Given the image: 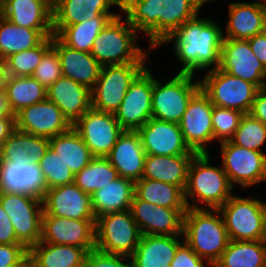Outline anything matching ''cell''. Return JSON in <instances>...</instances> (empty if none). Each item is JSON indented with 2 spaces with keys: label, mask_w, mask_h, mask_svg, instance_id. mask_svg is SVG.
Here are the masks:
<instances>
[{
  "label": "cell",
  "mask_w": 266,
  "mask_h": 267,
  "mask_svg": "<svg viewBox=\"0 0 266 267\" xmlns=\"http://www.w3.org/2000/svg\"><path fill=\"white\" fill-rule=\"evenodd\" d=\"M211 0H122L128 22L150 38V52Z\"/></svg>",
  "instance_id": "6da1fadb"
},
{
  "label": "cell",
  "mask_w": 266,
  "mask_h": 267,
  "mask_svg": "<svg viewBox=\"0 0 266 267\" xmlns=\"http://www.w3.org/2000/svg\"><path fill=\"white\" fill-rule=\"evenodd\" d=\"M224 32L212 20L194 18L184 22L161 44L174 38V52L184 65L179 73L194 75L195 70L219 68Z\"/></svg>",
  "instance_id": "7a4b0ae2"
},
{
  "label": "cell",
  "mask_w": 266,
  "mask_h": 267,
  "mask_svg": "<svg viewBox=\"0 0 266 267\" xmlns=\"http://www.w3.org/2000/svg\"><path fill=\"white\" fill-rule=\"evenodd\" d=\"M183 236L187 245L200 258H205L211 267L219 260L230 242L219 209L205 207L187 209L184 214Z\"/></svg>",
  "instance_id": "3957f363"
},
{
  "label": "cell",
  "mask_w": 266,
  "mask_h": 267,
  "mask_svg": "<svg viewBox=\"0 0 266 267\" xmlns=\"http://www.w3.org/2000/svg\"><path fill=\"white\" fill-rule=\"evenodd\" d=\"M209 163L208 153L195 154L190 162L184 190L188 208H201L199 204L203 203L207 209H219L232 196L233 187L223 167H212ZM188 197H191L194 203L196 200L200 203L190 205Z\"/></svg>",
  "instance_id": "277c9868"
},
{
  "label": "cell",
  "mask_w": 266,
  "mask_h": 267,
  "mask_svg": "<svg viewBox=\"0 0 266 267\" xmlns=\"http://www.w3.org/2000/svg\"><path fill=\"white\" fill-rule=\"evenodd\" d=\"M121 20V15L111 19L94 40L90 53L101 66L146 62L149 53L134 44L137 30Z\"/></svg>",
  "instance_id": "5b68a950"
},
{
  "label": "cell",
  "mask_w": 266,
  "mask_h": 267,
  "mask_svg": "<svg viewBox=\"0 0 266 267\" xmlns=\"http://www.w3.org/2000/svg\"><path fill=\"white\" fill-rule=\"evenodd\" d=\"M141 237L130 210L105 214L96 219L95 249L99 251L130 257Z\"/></svg>",
  "instance_id": "8992f818"
},
{
  "label": "cell",
  "mask_w": 266,
  "mask_h": 267,
  "mask_svg": "<svg viewBox=\"0 0 266 267\" xmlns=\"http://www.w3.org/2000/svg\"><path fill=\"white\" fill-rule=\"evenodd\" d=\"M145 62L102 66L96 84L91 89V107L115 113L130 84L145 69Z\"/></svg>",
  "instance_id": "52a82bcc"
},
{
  "label": "cell",
  "mask_w": 266,
  "mask_h": 267,
  "mask_svg": "<svg viewBox=\"0 0 266 267\" xmlns=\"http://www.w3.org/2000/svg\"><path fill=\"white\" fill-rule=\"evenodd\" d=\"M201 90L213 105L239 110L248 114L259 88L251 82L235 77L219 68L209 69Z\"/></svg>",
  "instance_id": "ba28073f"
},
{
  "label": "cell",
  "mask_w": 266,
  "mask_h": 267,
  "mask_svg": "<svg viewBox=\"0 0 266 267\" xmlns=\"http://www.w3.org/2000/svg\"><path fill=\"white\" fill-rule=\"evenodd\" d=\"M193 75L177 73L165 85L154 78L152 90V118L180 123L193 95L200 89V81Z\"/></svg>",
  "instance_id": "9c48e42d"
},
{
  "label": "cell",
  "mask_w": 266,
  "mask_h": 267,
  "mask_svg": "<svg viewBox=\"0 0 266 267\" xmlns=\"http://www.w3.org/2000/svg\"><path fill=\"white\" fill-rule=\"evenodd\" d=\"M219 211L232 241H256L263 236L266 204L258 199L231 196Z\"/></svg>",
  "instance_id": "30bf717a"
},
{
  "label": "cell",
  "mask_w": 266,
  "mask_h": 267,
  "mask_svg": "<svg viewBox=\"0 0 266 267\" xmlns=\"http://www.w3.org/2000/svg\"><path fill=\"white\" fill-rule=\"evenodd\" d=\"M0 204L10 217L17 239L27 249L40 242L43 214L41 199L0 191Z\"/></svg>",
  "instance_id": "8fae6325"
},
{
  "label": "cell",
  "mask_w": 266,
  "mask_h": 267,
  "mask_svg": "<svg viewBox=\"0 0 266 267\" xmlns=\"http://www.w3.org/2000/svg\"><path fill=\"white\" fill-rule=\"evenodd\" d=\"M221 144L222 167L227 178L244 188L266 180V154L225 141Z\"/></svg>",
  "instance_id": "7c38bea8"
},
{
  "label": "cell",
  "mask_w": 266,
  "mask_h": 267,
  "mask_svg": "<svg viewBox=\"0 0 266 267\" xmlns=\"http://www.w3.org/2000/svg\"><path fill=\"white\" fill-rule=\"evenodd\" d=\"M154 77L145 68L130 84L129 89L114 113L123 130L137 131L152 118V90Z\"/></svg>",
  "instance_id": "4fadbf2b"
},
{
  "label": "cell",
  "mask_w": 266,
  "mask_h": 267,
  "mask_svg": "<svg viewBox=\"0 0 266 267\" xmlns=\"http://www.w3.org/2000/svg\"><path fill=\"white\" fill-rule=\"evenodd\" d=\"M72 127L80 134L94 157H106L124 131L113 113L92 107Z\"/></svg>",
  "instance_id": "5bb4252c"
},
{
  "label": "cell",
  "mask_w": 266,
  "mask_h": 267,
  "mask_svg": "<svg viewBox=\"0 0 266 267\" xmlns=\"http://www.w3.org/2000/svg\"><path fill=\"white\" fill-rule=\"evenodd\" d=\"M212 112L213 104L200 88L179 123L185 143L196 154L208 153L204 144L214 140Z\"/></svg>",
  "instance_id": "9a60e30c"
},
{
  "label": "cell",
  "mask_w": 266,
  "mask_h": 267,
  "mask_svg": "<svg viewBox=\"0 0 266 267\" xmlns=\"http://www.w3.org/2000/svg\"><path fill=\"white\" fill-rule=\"evenodd\" d=\"M187 209L158 206L134 195L129 210L142 235L175 236L183 235Z\"/></svg>",
  "instance_id": "2e32d148"
},
{
  "label": "cell",
  "mask_w": 266,
  "mask_h": 267,
  "mask_svg": "<svg viewBox=\"0 0 266 267\" xmlns=\"http://www.w3.org/2000/svg\"><path fill=\"white\" fill-rule=\"evenodd\" d=\"M96 219H72L42 214L41 240L51 244H65L95 249Z\"/></svg>",
  "instance_id": "e0dca14e"
},
{
  "label": "cell",
  "mask_w": 266,
  "mask_h": 267,
  "mask_svg": "<svg viewBox=\"0 0 266 267\" xmlns=\"http://www.w3.org/2000/svg\"><path fill=\"white\" fill-rule=\"evenodd\" d=\"M219 69L251 82L259 89L266 87V68L255 56L248 40L224 38Z\"/></svg>",
  "instance_id": "ac0fdd59"
},
{
  "label": "cell",
  "mask_w": 266,
  "mask_h": 267,
  "mask_svg": "<svg viewBox=\"0 0 266 267\" xmlns=\"http://www.w3.org/2000/svg\"><path fill=\"white\" fill-rule=\"evenodd\" d=\"M71 127L61 109L48 99L22 108L15 114V129L38 137L50 139Z\"/></svg>",
  "instance_id": "d6986e66"
},
{
  "label": "cell",
  "mask_w": 266,
  "mask_h": 267,
  "mask_svg": "<svg viewBox=\"0 0 266 267\" xmlns=\"http://www.w3.org/2000/svg\"><path fill=\"white\" fill-rule=\"evenodd\" d=\"M146 155H195L184 141L178 123L151 118L137 130Z\"/></svg>",
  "instance_id": "ffe728a7"
},
{
  "label": "cell",
  "mask_w": 266,
  "mask_h": 267,
  "mask_svg": "<svg viewBox=\"0 0 266 267\" xmlns=\"http://www.w3.org/2000/svg\"><path fill=\"white\" fill-rule=\"evenodd\" d=\"M43 214L72 219H96L91 194H86L74 182L49 188L42 199Z\"/></svg>",
  "instance_id": "44dd1931"
},
{
  "label": "cell",
  "mask_w": 266,
  "mask_h": 267,
  "mask_svg": "<svg viewBox=\"0 0 266 267\" xmlns=\"http://www.w3.org/2000/svg\"><path fill=\"white\" fill-rule=\"evenodd\" d=\"M46 190L39 163L0 161V191L32 195L42 200Z\"/></svg>",
  "instance_id": "7402d4cb"
},
{
  "label": "cell",
  "mask_w": 266,
  "mask_h": 267,
  "mask_svg": "<svg viewBox=\"0 0 266 267\" xmlns=\"http://www.w3.org/2000/svg\"><path fill=\"white\" fill-rule=\"evenodd\" d=\"M120 177L136 182L142 178L146 152L137 131L124 130L106 156Z\"/></svg>",
  "instance_id": "603a6c76"
},
{
  "label": "cell",
  "mask_w": 266,
  "mask_h": 267,
  "mask_svg": "<svg viewBox=\"0 0 266 267\" xmlns=\"http://www.w3.org/2000/svg\"><path fill=\"white\" fill-rule=\"evenodd\" d=\"M111 5L121 9L122 0H52L53 35L65 26L79 24L100 14L110 13Z\"/></svg>",
  "instance_id": "cb8c5ba5"
},
{
  "label": "cell",
  "mask_w": 266,
  "mask_h": 267,
  "mask_svg": "<svg viewBox=\"0 0 266 267\" xmlns=\"http://www.w3.org/2000/svg\"><path fill=\"white\" fill-rule=\"evenodd\" d=\"M52 47L59 55L62 76L92 89L99 78L102 66L91 53L65 45L56 35L52 36Z\"/></svg>",
  "instance_id": "d4e9b609"
},
{
  "label": "cell",
  "mask_w": 266,
  "mask_h": 267,
  "mask_svg": "<svg viewBox=\"0 0 266 267\" xmlns=\"http://www.w3.org/2000/svg\"><path fill=\"white\" fill-rule=\"evenodd\" d=\"M1 15L30 29H53L52 0H0Z\"/></svg>",
  "instance_id": "484cf974"
},
{
  "label": "cell",
  "mask_w": 266,
  "mask_h": 267,
  "mask_svg": "<svg viewBox=\"0 0 266 267\" xmlns=\"http://www.w3.org/2000/svg\"><path fill=\"white\" fill-rule=\"evenodd\" d=\"M47 99L55 103L73 125L91 108V89L62 76L47 89Z\"/></svg>",
  "instance_id": "4316f807"
},
{
  "label": "cell",
  "mask_w": 266,
  "mask_h": 267,
  "mask_svg": "<svg viewBox=\"0 0 266 267\" xmlns=\"http://www.w3.org/2000/svg\"><path fill=\"white\" fill-rule=\"evenodd\" d=\"M266 31V3L234 2L229 6L227 35L224 38L248 40Z\"/></svg>",
  "instance_id": "83f0119b"
},
{
  "label": "cell",
  "mask_w": 266,
  "mask_h": 267,
  "mask_svg": "<svg viewBox=\"0 0 266 267\" xmlns=\"http://www.w3.org/2000/svg\"><path fill=\"white\" fill-rule=\"evenodd\" d=\"M175 236L142 235L130 256L132 267H170L178 247L184 242Z\"/></svg>",
  "instance_id": "f1b7e54d"
},
{
  "label": "cell",
  "mask_w": 266,
  "mask_h": 267,
  "mask_svg": "<svg viewBox=\"0 0 266 267\" xmlns=\"http://www.w3.org/2000/svg\"><path fill=\"white\" fill-rule=\"evenodd\" d=\"M49 147L48 138L15 129L0 148V161L19 164L39 163Z\"/></svg>",
  "instance_id": "f546056e"
},
{
  "label": "cell",
  "mask_w": 266,
  "mask_h": 267,
  "mask_svg": "<svg viewBox=\"0 0 266 267\" xmlns=\"http://www.w3.org/2000/svg\"><path fill=\"white\" fill-rule=\"evenodd\" d=\"M193 157L194 155H146L142 178L170 183L184 191Z\"/></svg>",
  "instance_id": "4dcf8cb0"
},
{
  "label": "cell",
  "mask_w": 266,
  "mask_h": 267,
  "mask_svg": "<svg viewBox=\"0 0 266 267\" xmlns=\"http://www.w3.org/2000/svg\"><path fill=\"white\" fill-rule=\"evenodd\" d=\"M135 194V182L118 177L91 194L93 213L97 219L105 214L130 209Z\"/></svg>",
  "instance_id": "1f68e13d"
},
{
  "label": "cell",
  "mask_w": 266,
  "mask_h": 267,
  "mask_svg": "<svg viewBox=\"0 0 266 267\" xmlns=\"http://www.w3.org/2000/svg\"><path fill=\"white\" fill-rule=\"evenodd\" d=\"M87 251L73 245L38 242L28 249L33 267H83Z\"/></svg>",
  "instance_id": "d6a6232c"
},
{
  "label": "cell",
  "mask_w": 266,
  "mask_h": 267,
  "mask_svg": "<svg viewBox=\"0 0 266 267\" xmlns=\"http://www.w3.org/2000/svg\"><path fill=\"white\" fill-rule=\"evenodd\" d=\"M53 36V29H30L5 19L0 11V61L14 53L36 47L44 38Z\"/></svg>",
  "instance_id": "836d02e7"
},
{
  "label": "cell",
  "mask_w": 266,
  "mask_h": 267,
  "mask_svg": "<svg viewBox=\"0 0 266 267\" xmlns=\"http://www.w3.org/2000/svg\"><path fill=\"white\" fill-rule=\"evenodd\" d=\"M50 148L76 175L94 158L80 134L71 127L68 131L49 139Z\"/></svg>",
  "instance_id": "e575fe53"
},
{
  "label": "cell",
  "mask_w": 266,
  "mask_h": 267,
  "mask_svg": "<svg viewBox=\"0 0 266 267\" xmlns=\"http://www.w3.org/2000/svg\"><path fill=\"white\" fill-rule=\"evenodd\" d=\"M119 14H100L79 24L65 26L56 36L67 46L90 53L94 40L106 24Z\"/></svg>",
  "instance_id": "d590c367"
},
{
  "label": "cell",
  "mask_w": 266,
  "mask_h": 267,
  "mask_svg": "<svg viewBox=\"0 0 266 267\" xmlns=\"http://www.w3.org/2000/svg\"><path fill=\"white\" fill-rule=\"evenodd\" d=\"M266 247L261 240L232 241L213 267H264Z\"/></svg>",
  "instance_id": "8d00e7d4"
},
{
  "label": "cell",
  "mask_w": 266,
  "mask_h": 267,
  "mask_svg": "<svg viewBox=\"0 0 266 267\" xmlns=\"http://www.w3.org/2000/svg\"><path fill=\"white\" fill-rule=\"evenodd\" d=\"M138 199L167 208H188L184 191L178 186L141 178L135 182V194Z\"/></svg>",
  "instance_id": "74e56055"
},
{
  "label": "cell",
  "mask_w": 266,
  "mask_h": 267,
  "mask_svg": "<svg viewBox=\"0 0 266 267\" xmlns=\"http://www.w3.org/2000/svg\"><path fill=\"white\" fill-rule=\"evenodd\" d=\"M5 93L14 115L22 108L40 103L47 99V89L32 76H9Z\"/></svg>",
  "instance_id": "f35d334b"
},
{
  "label": "cell",
  "mask_w": 266,
  "mask_h": 267,
  "mask_svg": "<svg viewBox=\"0 0 266 267\" xmlns=\"http://www.w3.org/2000/svg\"><path fill=\"white\" fill-rule=\"evenodd\" d=\"M118 177V171L106 157H94L74 176V183L86 194H92Z\"/></svg>",
  "instance_id": "ab89813d"
},
{
  "label": "cell",
  "mask_w": 266,
  "mask_h": 267,
  "mask_svg": "<svg viewBox=\"0 0 266 267\" xmlns=\"http://www.w3.org/2000/svg\"><path fill=\"white\" fill-rule=\"evenodd\" d=\"M52 47V36L44 38L36 47L14 53L4 60L9 76L30 77L44 54Z\"/></svg>",
  "instance_id": "60d3db41"
},
{
  "label": "cell",
  "mask_w": 266,
  "mask_h": 267,
  "mask_svg": "<svg viewBox=\"0 0 266 267\" xmlns=\"http://www.w3.org/2000/svg\"><path fill=\"white\" fill-rule=\"evenodd\" d=\"M230 141L243 148L262 152L261 146L266 141V125L249 113L244 114Z\"/></svg>",
  "instance_id": "b9f144b4"
},
{
  "label": "cell",
  "mask_w": 266,
  "mask_h": 267,
  "mask_svg": "<svg viewBox=\"0 0 266 267\" xmlns=\"http://www.w3.org/2000/svg\"><path fill=\"white\" fill-rule=\"evenodd\" d=\"M39 165L45 179L47 189L64 186L74 182L75 175L50 147L43 158L39 161Z\"/></svg>",
  "instance_id": "7bdbcfd3"
},
{
  "label": "cell",
  "mask_w": 266,
  "mask_h": 267,
  "mask_svg": "<svg viewBox=\"0 0 266 267\" xmlns=\"http://www.w3.org/2000/svg\"><path fill=\"white\" fill-rule=\"evenodd\" d=\"M244 113L239 110L229 109L213 105L212 126L214 139H220V143L230 141Z\"/></svg>",
  "instance_id": "ee69618b"
},
{
  "label": "cell",
  "mask_w": 266,
  "mask_h": 267,
  "mask_svg": "<svg viewBox=\"0 0 266 267\" xmlns=\"http://www.w3.org/2000/svg\"><path fill=\"white\" fill-rule=\"evenodd\" d=\"M32 77L45 89L62 77L60 58L53 47L44 54Z\"/></svg>",
  "instance_id": "f6af8a7d"
},
{
  "label": "cell",
  "mask_w": 266,
  "mask_h": 267,
  "mask_svg": "<svg viewBox=\"0 0 266 267\" xmlns=\"http://www.w3.org/2000/svg\"><path fill=\"white\" fill-rule=\"evenodd\" d=\"M123 258H128L127 263ZM130 257L124 255L109 254L97 249L89 251L85 257L83 267H132Z\"/></svg>",
  "instance_id": "bcb514c9"
},
{
  "label": "cell",
  "mask_w": 266,
  "mask_h": 267,
  "mask_svg": "<svg viewBox=\"0 0 266 267\" xmlns=\"http://www.w3.org/2000/svg\"><path fill=\"white\" fill-rule=\"evenodd\" d=\"M203 260L184 241L178 247L170 267H205Z\"/></svg>",
  "instance_id": "7dc6e473"
},
{
  "label": "cell",
  "mask_w": 266,
  "mask_h": 267,
  "mask_svg": "<svg viewBox=\"0 0 266 267\" xmlns=\"http://www.w3.org/2000/svg\"><path fill=\"white\" fill-rule=\"evenodd\" d=\"M28 254L23 244H0V267H11Z\"/></svg>",
  "instance_id": "c3c4849f"
},
{
  "label": "cell",
  "mask_w": 266,
  "mask_h": 267,
  "mask_svg": "<svg viewBox=\"0 0 266 267\" xmlns=\"http://www.w3.org/2000/svg\"><path fill=\"white\" fill-rule=\"evenodd\" d=\"M0 244H22L15 235L10 217L0 204Z\"/></svg>",
  "instance_id": "681fc988"
},
{
  "label": "cell",
  "mask_w": 266,
  "mask_h": 267,
  "mask_svg": "<svg viewBox=\"0 0 266 267\" xmlns=\"http://www.w3.org/2000/svg\"><path fill=\"white\" fill-rule=\"evenodd\" d=\"M249 114L266 125V87L258 90Z\"/></svg>",
  "instance_id": "f907efd6"
},
{
  "label": "cell",
  "mask_w": 266,
  "mask_h": 267,
  "mask_svg": "<svg viewBox=\"0 0 266 267\" xmlns=\"http://www.w3.org/2000/svg\"><path fill=\"white\" fill-rule=\"evenodd\" d=\"M248 42L255 56L266 68V31L256 34Z\"/></svg>",
  "instance_id": "816d5d0a"
},
{
  "label": "cell",
  "mask_w": 266,
  "mask_h": 267,
  "mask_svg": "<svg viewBox=\"0 0 266 267\" xmlns=\"http://www.w3.org/2000/svg\"><path fill=\"white\" fill-rule=\"evenodd\" d=\"M15 130V117H0V148Z\"/></svg>",
  "instance_id": "f5cc1de1"
},
{
  "label": "cell",
  "mask_w": 266,
  "mask_h": 267,
  "mask_svg": "<svg viewBox=\"0 0 266 267\" xmlns=\"http://www.w3.org/2000/svg\"><path fill=\"white\" fill-rule=\"evenodd\" d=\"M0 117H15L5 92L0 93Z\"/></svg>",
  "instance_id": "db71d44e"
},
{
  "label": "cell",
  "mask_w": 266,
  "mask_h": 267,
  "mask_svg": "<svg viewBox=\"0 0 266 267\" xmlns=\"http://www.w3.org/2000/svg\"><path fill=\"white\" fill-rule=\"evenodd\" d=\"M8 78H9V74L6 70L5 63L4 61H0V93L5 92V87H6Z\"/></svg>",
  "instance_id": "11a10c76"
},
{
  "label": "cell",
  "mask_w": 266,
  "mask_h": 267,
  "mask_svg": "<svg viewBox=\"0 0 266 267\" xmlns=\"http://www.w3.org/2000/svg\"><path fill=\"white\" fill-rule=\"evenodd\" d=\"M32 260L29 254H27L19 263L11 267H32Z\"/></svg>",
  "instance_id": "9f6ffc18"
},
{
  "label": "cell",
  "mask_w": 266,
  "mask_h": 267,
  "mask_svg": "<svg viewBox=\"0 0 266 267\" xmlns=\"http://www.w3.org/2000/svg\"><path fill=\"white\" fill-rule=\"evenodd\" d=\"M261 241L264 244V246L266 247V214H265V218H264L263 236H262Z\"/></svg>",
  "instance_id": "6f0895ef"
}]
</instances>
